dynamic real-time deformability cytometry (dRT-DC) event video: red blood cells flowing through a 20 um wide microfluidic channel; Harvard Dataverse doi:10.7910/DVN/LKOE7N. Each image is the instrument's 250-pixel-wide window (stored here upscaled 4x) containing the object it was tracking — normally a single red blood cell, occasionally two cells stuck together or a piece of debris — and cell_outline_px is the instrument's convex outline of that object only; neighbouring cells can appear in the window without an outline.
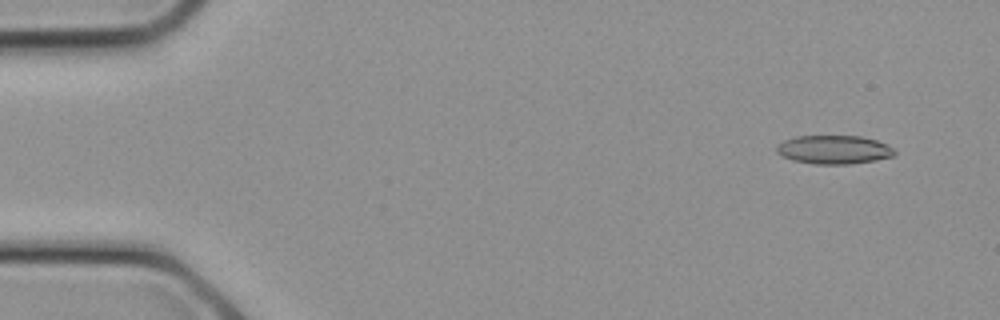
{"species": "common noctule bat (a hibernating species)", "species_latin": "Nyctalus noctula", "temperature_condition": "cold", "stored_images_in_passage": 5, "camera_frame_rate_fps": 3000, "um_per_image_px": 0.085, "animal": {"sex": "female", "body_mass_g": 21.9}, "frame": {"image": 1, "passage_image": 1, "time_ms": 0.0, "image_size_px": [1000, 320], "cell_outline_px": [[896, 152], [892, 156], [876, 160], [848, 164], [816, 164], [792, 160], [776, 152], [776, 144], [784, 140], [796, 136], [860, 136], [876, 140], [892, 148]], "centroid_in_image_um": [70.84, 12.72], "position_along_channel_um": 14.2, "area_um2": 19.54}}